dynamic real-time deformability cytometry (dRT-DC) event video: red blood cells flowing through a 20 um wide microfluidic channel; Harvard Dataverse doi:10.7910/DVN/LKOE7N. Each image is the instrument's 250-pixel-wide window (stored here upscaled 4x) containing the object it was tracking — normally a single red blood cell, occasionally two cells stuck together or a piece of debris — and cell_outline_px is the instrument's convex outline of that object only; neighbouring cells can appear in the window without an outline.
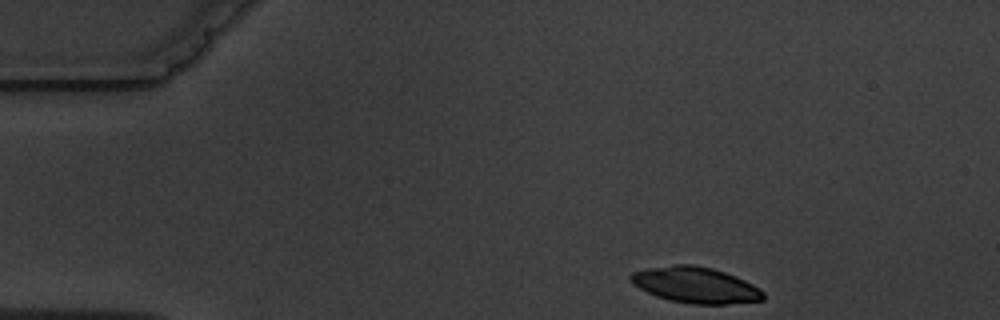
{"species": "common noctule bat (a hibernating species)", "species_latin": "Nyctalus noctula", "temperature_condition": "warm", "stored_images_in_passage": 6, "camera_frame_rate_fps": 3000, "um_per_image_px": 0.085, "animal": {"sex": "male", "body_mass_g": 19.5, "forearm_length_mm": 54.6}, "frame": {"image": 1, "passage_image": 1, "time_ms": 0.0, "image_size_px": [1000, 320], "cell_outline_px": [[764, 300], [728, 304], [692, 304], [668, 300], [656, 296], [632, 284], [628, 276], [632, 272], [644, 268], [676, 264], [692, 264], [712, 268], [736, 276], [760, 288], [764, 292]], "centroid_in_image_um": [59.1, 24.22], "position_along_channel_um": 25.9, "area_um2": 27.98}}